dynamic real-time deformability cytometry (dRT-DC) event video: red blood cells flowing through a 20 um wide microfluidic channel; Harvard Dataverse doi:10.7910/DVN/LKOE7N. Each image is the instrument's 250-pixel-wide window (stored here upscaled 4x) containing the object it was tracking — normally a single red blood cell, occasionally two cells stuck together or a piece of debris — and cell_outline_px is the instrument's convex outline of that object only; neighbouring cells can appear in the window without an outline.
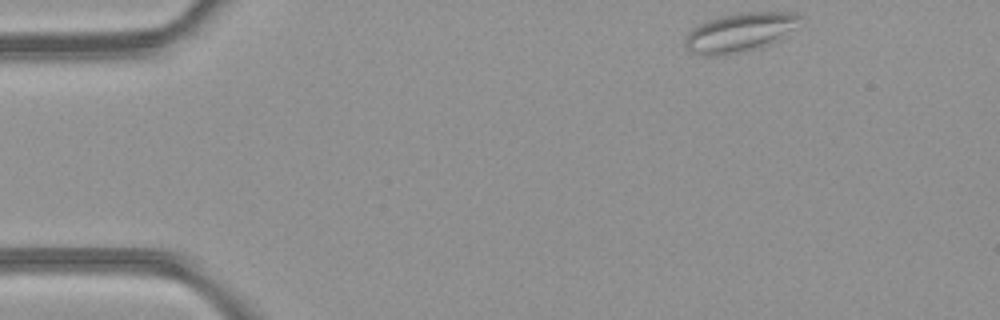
{"species": "common noctule bat (a hibernating species)", "species_latin": "Nyctalus noctula", "temperature_condition": "room temperature", "stored_images_in_passage": 44, "camera_frame_rate_fps": 3000, "um_per_image_px": 0.085, "animal": {"sex": "female", "body_mass_g": 21.9}, "frame": {"image": 1, "passage_image": 1, "time_ms": 0.0, "image_size_px": [1000, 320], "cell_outline_px": [[804, 24], [760, 48], [744, 52], [720, 56], [704, 56], [692, 52], [684, 44], [684, 40], [688, 32], [692, 28], [708, 20], [720, 16], [740, 12], [792, 12], [800, 16]], "centroid_in_image_um": [62.9, 2.75], "position_along_channel_um": 22.1, "area_um2": 26.36}}
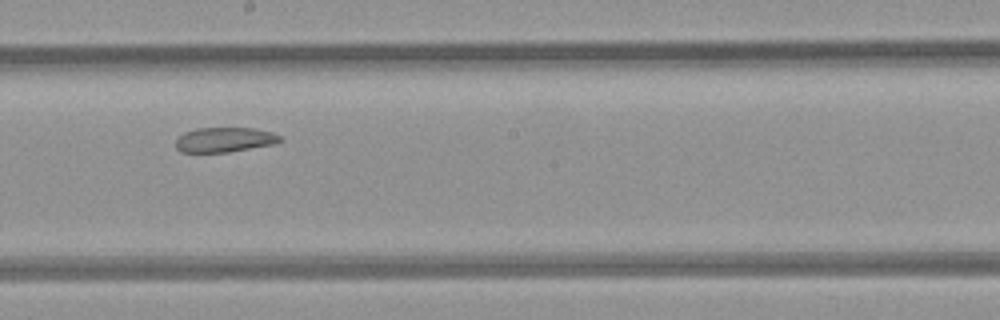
{"frame": {"image": 2, "passage_image": 22, "time_ms": 7.0, "image_size_px": [1000, 320], "cell_outline_px": [[284, 140], [276, 144], [228, 152], [180, 152], [176, 148], [176, 140], [184, 132], [196, 128], [256, 128], [272, 132], [280, 136]], "centroid_in_image_um": [19.12, 11.87], "position_along_channel_um": 229.1, "area_um2": 15.2}}
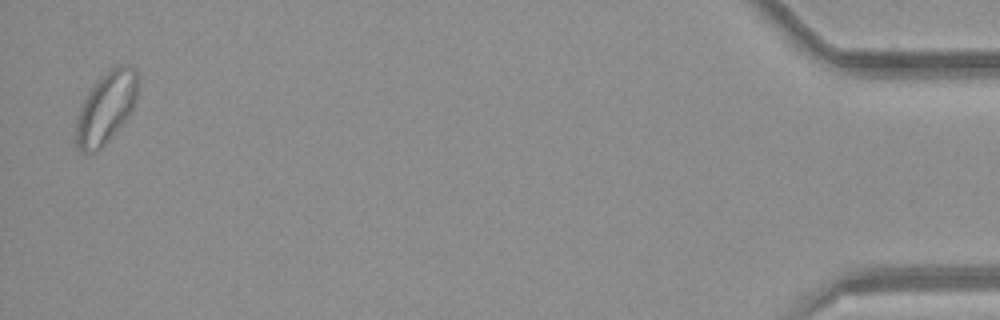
{"frame": {"image": 3, "passage_image": 43, "time_ms": 14.0, "image_size_px": [1000, 320], "cell_outline_px": [[140, 80], [136, 100], [128, 116], [108, 140], [100, 148], [88, 152], [80, 152], [76, 148], [76, 120], [84, 100], [92, 88], [116, 64], [128, 64], [136, 68]], "centroid_in_image_um": [9.06, 9.12], "position_along_channel_um": 426.1, "area_um2": 25.32}, "authors_computed_cell_mechanics": {"area_um2": 20.3745, "velocity_mm_per_s": 4.2027, "shape_relaxation_time_tau1_ms": null, "shape_relaxation_time_tau2_ms": 1.692, "deformation_change_tau1": null, "deformation_change_tau2": 0.0628}}